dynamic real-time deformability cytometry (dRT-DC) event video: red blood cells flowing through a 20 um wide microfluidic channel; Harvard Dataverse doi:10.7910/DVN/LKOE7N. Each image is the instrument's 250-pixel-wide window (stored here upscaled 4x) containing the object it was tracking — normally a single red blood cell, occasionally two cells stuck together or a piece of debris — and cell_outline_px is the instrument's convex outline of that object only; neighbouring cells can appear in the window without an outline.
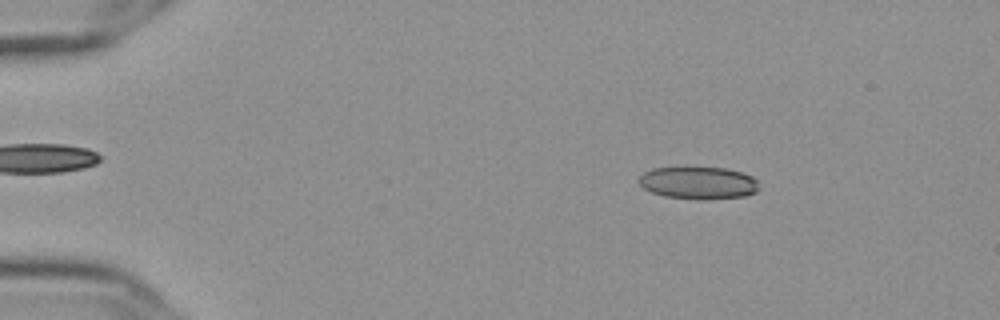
{"species": "Egyptian fruit bat (a non-hibernating species)", "species_latin": "Rousettus aegyptiacus", "temperature_condition": "cold", "stored_images_in_passage": 54, "camera_frame_rate_fps": 3000, "um_per_image_px": 0.085, "frame": {"image": 1, "passage_image": 9, "time_ms": 2.667, "image_size_px": [1000, 320], "cell_outline_px": [[760, 188], [756, 192], [744, 196], [664, 196], [652, 192], [644, 188], [636, 180], [644, 172], [652, 168], [724, 168], [740, 172], [752, 176], [756, 180]], "centroid_in_image_um": [59.33, 15.49], "position_along_channel_um": 25.7, "area_um2": 21.44}}
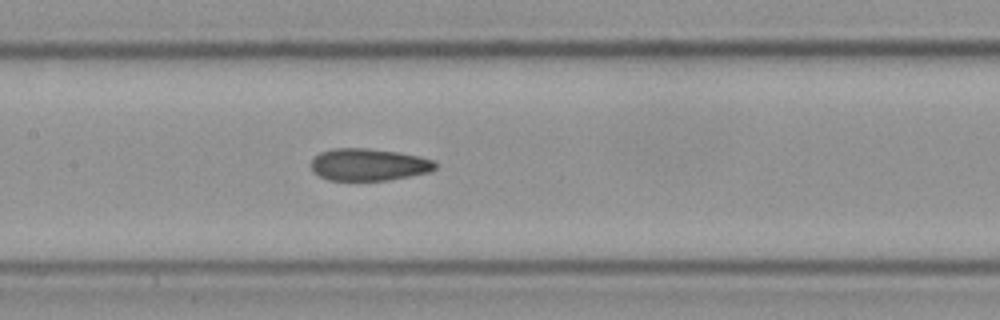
{"frame": {"image": 2, "passage_image": 28, "time_ms": 9.0, "image_size_px": [1000, 320], "cell_outline_px": [[436, 168], [428, 172], [388, 180], [328, 180], [320, 176], [312, 168], [312, 160], [320, 152], [336, 148], [368, 148], [400, 152], [420, 156], [436, 160]], "centroid_in_image_um": [31.38, 13.98], "position_along_channel_um": 176.0, "area_um2": 23.18}}
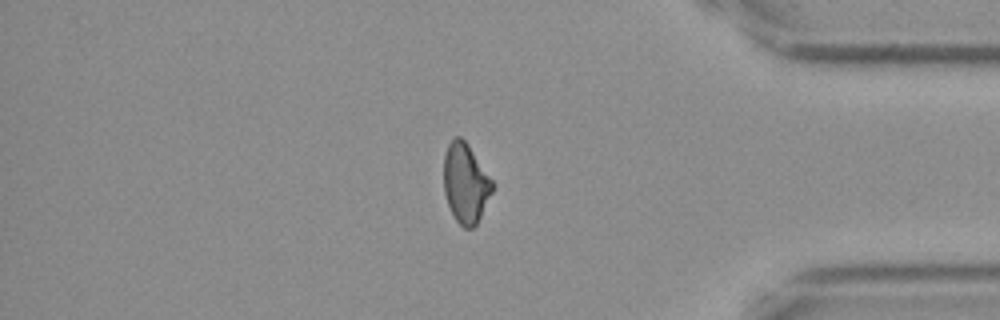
{"frame": {"image": 3, "passage_image": 48, "time_ms": 15.667, "image_size_px": [1000, 320], "cell_outline_px": [[492, 192], [476, 224], [472, 228], [464, 228], [456, 220], [448, 204], [444, 192], [444, 156], [448, 144], [456, 136], [460, 136], [468, 144], [492, 180]], "centroid_in_image_um": [39.56, 15.56], "position_along_channel_um": 395.6, "area_um2": 22.14}, "authors_computed_cell_mechanics": {"area_um2": 23.5246, "velocity_mm_per_s": 3.6441, "shape_relaxation_time_tau1_ms": null, "shape_relaxation_time_tau2_ms": 2.3025, "deformation_change_tau1": null, "deformation_change_tau2": 0.0986}}